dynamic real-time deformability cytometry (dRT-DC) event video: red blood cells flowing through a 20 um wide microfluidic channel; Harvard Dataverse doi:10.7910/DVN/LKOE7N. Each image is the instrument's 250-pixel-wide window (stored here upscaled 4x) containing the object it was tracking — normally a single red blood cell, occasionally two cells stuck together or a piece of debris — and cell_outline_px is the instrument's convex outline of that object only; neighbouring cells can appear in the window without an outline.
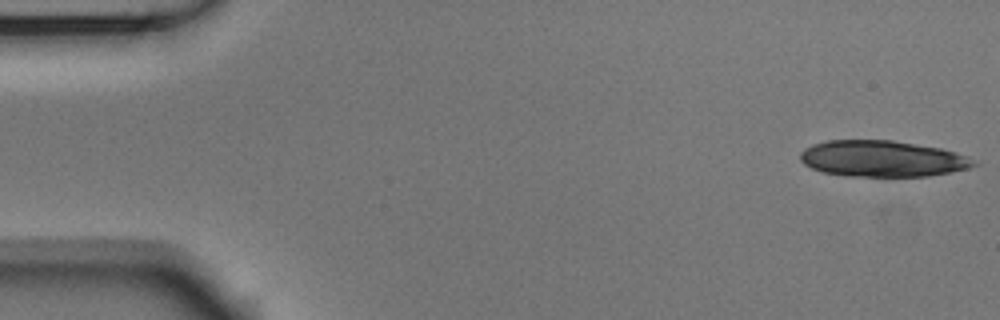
{"species": "Egyptian fruit bat (a non-hibernating species)", "species_latin": "Rousettus aegyptiacus", "temperature_condition": "room temperature", "stored_images_in_passage": 53, "camera_frame_rate_fps": 3000, "um_per_image_px": 0.085, "animal": {"sex": "male"}, "frame": {"image": 1, "passage_image": 1, "time_ms": 0.0, "image_size_px": [1000, 320], "cell_outline_px": [[980, 164], [968, 168], [928, 176], [844, 176], [824, 172], [812, 168], [804, 164], [800, 160], [800, 152], [804, 148], [812, 144], [828, 140], [892, 140], [940, 148], [956, 152], [980, 160]], "centroid_in_image_um": [75.02, 13.48], "position_along_channel_um": 10.0, "area_um2": 36.82}}
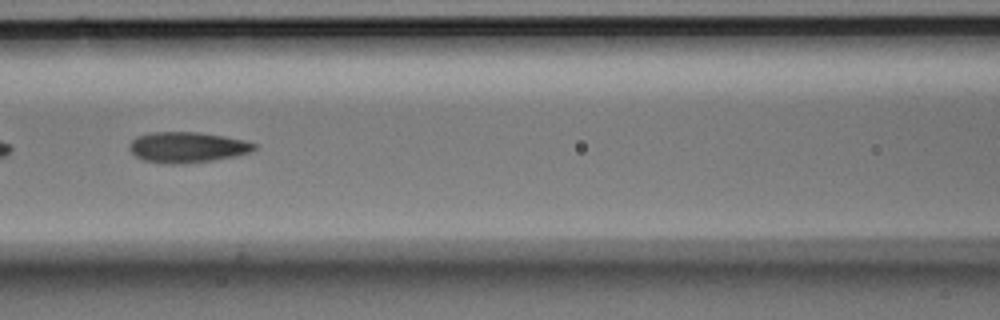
{"frame": {"image": 2, "passage_image": 23, "time_ms": 7.333, "image_size_px": [1000, 320], "cell_outline_px": [[256, 148], [248, 152], [236, 156], [212, 160], [184, 164], [164, 164], [144, 160], [136, 156], [128, 148], [128, 144], [136, 136], [152, 132], [200, 132], [224, 136], [244, 140], [256, 144]], "centroid_in_image_um": [15.88, 12.52], "position_along_channel_um": 150.7, "area_um2": 22.37}}
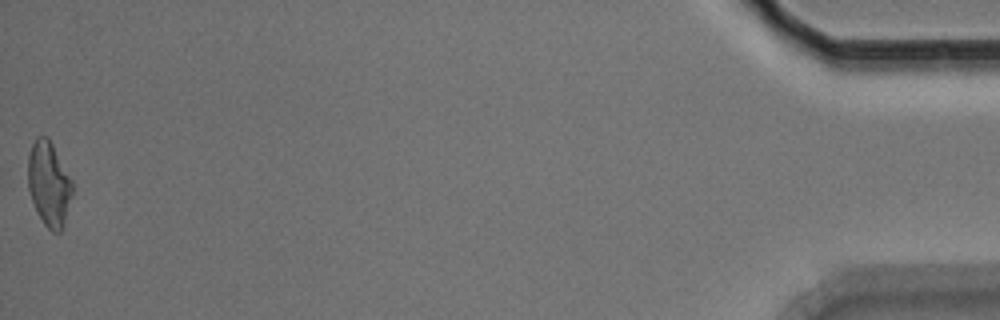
{"frame": {"image": 3, "passage_image": 53, "time_ms": 17.333, "image_size_px": [1000, 320], "cell_outline_px": [[72, 196], [64, 224], [60, 232], [52, 232], [44, 224], [36, 212], [28, 188], [28, 156], [32, 144], [36, 136], [48, 136], [72, 180]], "centroid_in_image_um": [4.15, 15.63], "position_along_channel_um": 431.0, "area_um2": 21.91}, "authors_computed_cell_mechanics": {"area_um2": 22.0796, "velocity_mm_per_s": 3.7765, "shape_relaxation_time_tau1_ms": 5.7063, "shape_relaxation_time_tau2_ms": 2.2215, "deformation_change_tau1": 0.1609, "deformation_change_tau2": 0.1055}}